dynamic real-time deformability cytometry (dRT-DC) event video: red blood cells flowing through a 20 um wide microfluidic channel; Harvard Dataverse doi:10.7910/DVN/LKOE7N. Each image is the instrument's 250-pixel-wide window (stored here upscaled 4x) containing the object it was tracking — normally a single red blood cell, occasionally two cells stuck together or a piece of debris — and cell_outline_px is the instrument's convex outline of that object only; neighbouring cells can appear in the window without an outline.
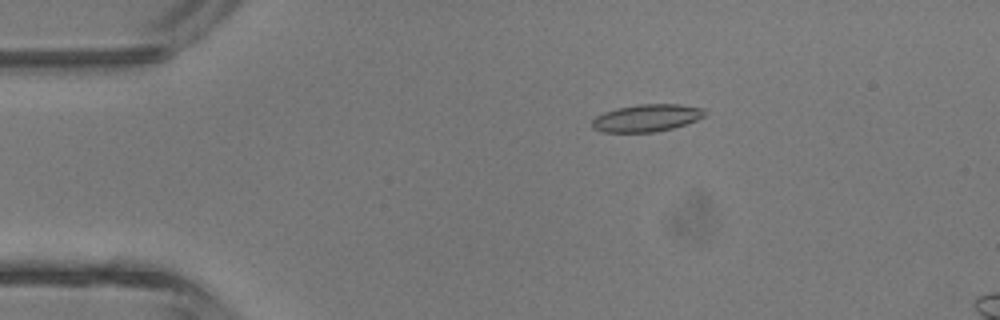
{"species": "common noctule bat (a hibernating species)", "species_latin": "Nyctalus noctula", "temperature_condition": "room temperature", "stored_images_in_passage": 5, "camera_frame_rate_fps": 3000, "um_per_image_px": 0.085, "animal": {"sex": "male", "body_mass_g": 13.3}, "frame": {"image": 1, "passage_image": 3, "time_ms": 2.333, "image_size_px": [1000, 320], "cell_outline_px": [[708, 112], [704, 116], [696, 120], [672, 128], [652, 132], [604, 132], [592, 128], [592, 120], [596, 116], [604, 112], [616, 108], [636, 104], [680, 104], [704, 108]], "centroid_in_image_um": [54.97, 10.01], "position_along_channel_um": 30.0, "area_um2": 17.98}}